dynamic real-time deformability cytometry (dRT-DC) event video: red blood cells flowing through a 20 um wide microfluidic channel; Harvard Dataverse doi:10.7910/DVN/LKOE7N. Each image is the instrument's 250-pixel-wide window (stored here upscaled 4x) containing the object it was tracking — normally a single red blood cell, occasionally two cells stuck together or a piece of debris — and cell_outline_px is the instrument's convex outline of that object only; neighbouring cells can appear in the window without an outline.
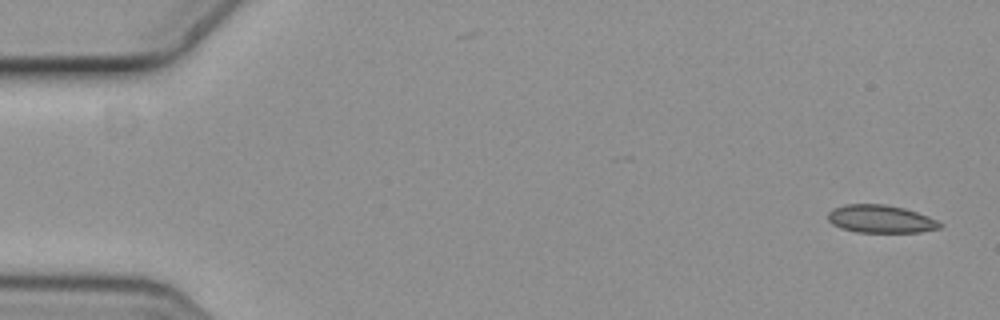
{"species": "common noctule bat (a hibernating species)", "species_latin": "Nyctalus noctula", "temperature_condition": "cold", "stored_images_in_passage": 4, "camera_frame_rate_fps": 3000, "um_per_image_px": 0.085, "animal": {"sex": "female", "body_mass_g": 19.3, "forearm_length_mm": 54.1}, "frame": {"image": 1, "passage_image": 1, "time_ms": 0.0, "image_size_px": [1000, 320], "cell_outline_px": [[944, 224], [940, 228], [920, 232], [856, 232], [840, 228], [832, 224], [828, 220], [828, 212], [832, 208], [844, 204], [884, 204], [904, 208], [928, 216]], "centroid_in_image_um": [74.83, 18.61], "position_along_channel_um": 10.2, "area_um2": 18.26}}